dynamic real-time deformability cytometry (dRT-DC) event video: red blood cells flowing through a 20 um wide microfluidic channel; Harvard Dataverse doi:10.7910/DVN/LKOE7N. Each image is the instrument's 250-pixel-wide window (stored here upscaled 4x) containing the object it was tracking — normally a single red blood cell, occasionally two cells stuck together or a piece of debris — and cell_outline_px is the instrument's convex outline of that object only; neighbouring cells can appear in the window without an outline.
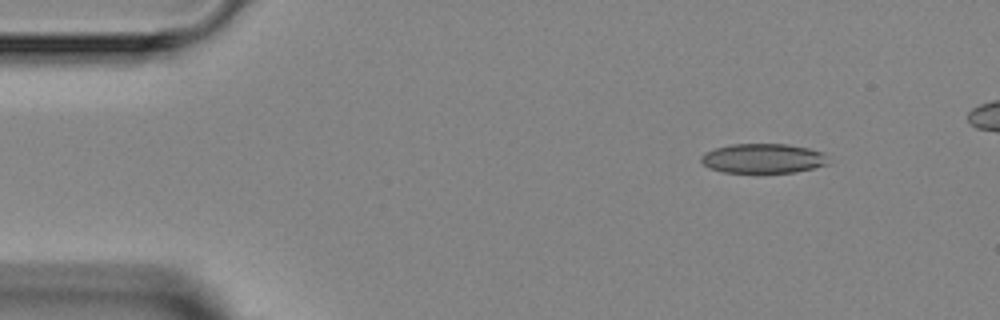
{"species": "Egyptian fruit bat (a non-hibernating species)", "species_latin": "Rousettus aegyptiacus", "temperature_condition": "room temperature", "stored_images_in_passage": 4, "segment_of_instrument_passage": [2, 2], "camera_frame_rate_fps": 3000, "um_per_image_px": 0.085, "animal": {"sex": "female"}, "frame": {"image": 1, "passage_image": 4, "time_ms": 3.667, "image_size_px": [1000, 320], "cell_outline_px": [[828, 164], [796, 172], [724, 172], [708, 168], [700, 160], [700, 156], [704, 152], [716, 148], [732, 144], [788, 144], [808, 148], [824, 152]], "centroid_in_image_um": [64.84, 13.46], "position_along_channel_um": 20.2, "area_um2": 21.85}}